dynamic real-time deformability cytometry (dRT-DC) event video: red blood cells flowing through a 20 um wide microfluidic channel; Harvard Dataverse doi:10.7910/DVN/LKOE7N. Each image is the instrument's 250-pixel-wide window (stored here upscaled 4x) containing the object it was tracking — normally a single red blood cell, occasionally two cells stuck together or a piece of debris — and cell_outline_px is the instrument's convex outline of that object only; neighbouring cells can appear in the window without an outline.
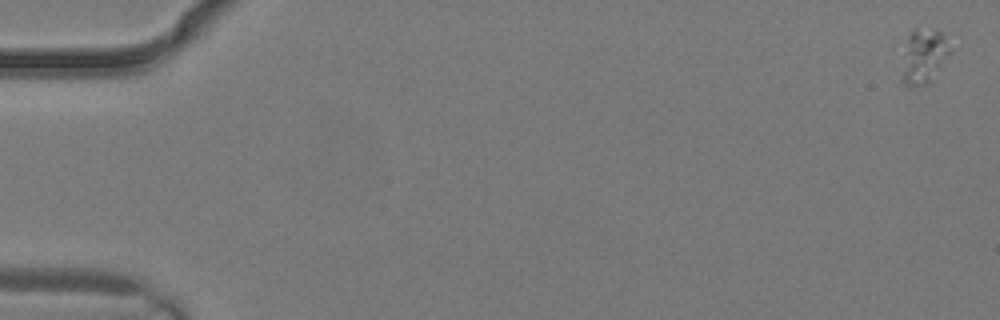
{"species": "common noctule bat (a hibernating species)", "species_latin": "Nyctalus noctula", "temperature_condition": "warm", "stored_images_in_passage": 4, "camera_frame_rate_fps": 3000, "um_per_image_px": 0.085, "animal": {"sex": "male", "body_mass_g": 19.2, "forearm_length_mm": 51.8}, "frame": {"image": 1, "passage_image": 1, "time_ms": 0.0, "image_size_px": [1000, 320], "cell_outline_px": [[952, 52], [928, 80], [924, 84], [908, 88], [900, 80], [904, 48], [908, 36], [916, 28], [932, 28], [940, 32], [944, 36], [952, 48]], "centroid_in_image_um": [78.48, 4.76], "position_along_channel_um": 6.5, "area_um2": 15.32}}
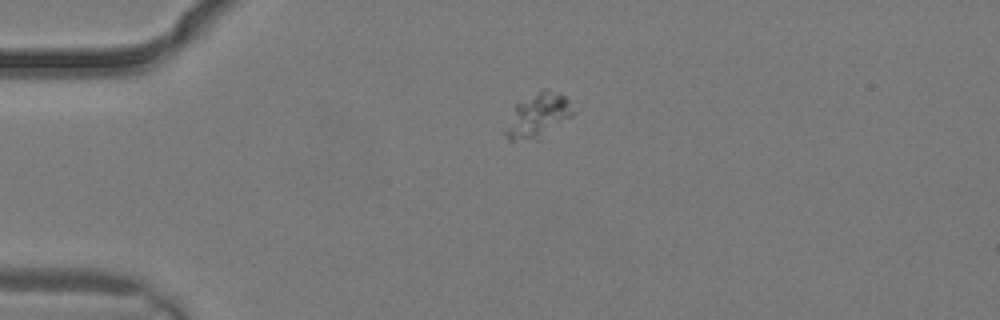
{"frame": {"image": 2, "passage_image": 3, "time_ms": 0.667, "image_size_px": [1000, 320], "cell_outline_px": [[576, 112], [572, 116], [540, 140], [508, 140], [504, 132], [516, 104], [544, 88], [548, 88], [564, 96], [568, 100]], "centroid_in_image_um": [45.77, 9.84], "position_along_channel_um": 39.2, "area_um2": 17.4}}
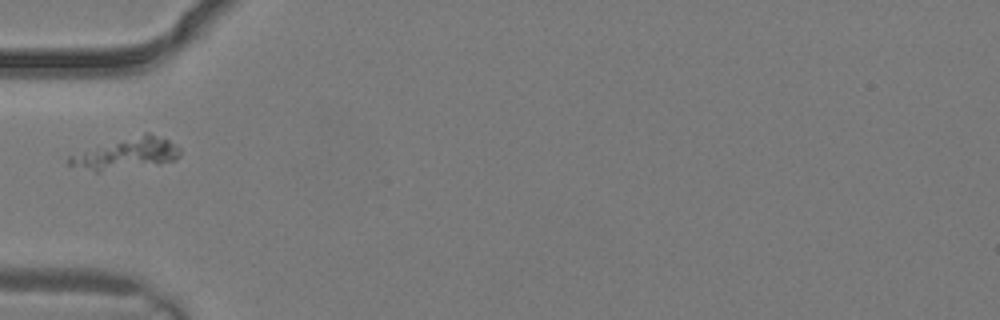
{"frame": {"image": 3, "passage_image": 4, "time_ms": 1.0, "image_size_px": [1000, 320], "cell_outline_px": [[180, 156], [176, 160], [160, 164], [100, 172], [96, 172], [68, 164], [68, 156], [148, 132], [168, 140], [180, 148]], "centroid_in_image_um": [10.82, 13.1], "position_along_channel_um": 74.2, "area_um2": 19.71}}